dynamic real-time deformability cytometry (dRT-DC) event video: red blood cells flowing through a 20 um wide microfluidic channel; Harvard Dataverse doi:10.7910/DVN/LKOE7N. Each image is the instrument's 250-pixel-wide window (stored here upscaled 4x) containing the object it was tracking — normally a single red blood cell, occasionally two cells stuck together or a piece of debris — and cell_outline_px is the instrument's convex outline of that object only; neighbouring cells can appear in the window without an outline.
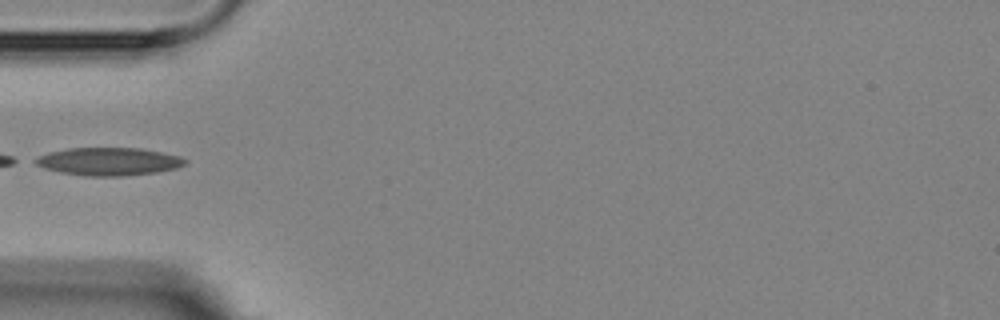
{"species": "Egyptian fruit bat (a non-hibernating species)", "species_latin": "Rousettus aegyptiacus", "temperature_condition": "room temperature", "stored_images_in_passage": 3, "camera_frame_rate_fps": 3000, "um_per_image_px": 0.085, "animal": {"sex": "female"}, "frame": {"image": 1, "passage_image": 2, "time_ms": 1.333, "image_size_px": [1000, 320], "cell_outline_px": [[188, 164], [176, 168], [156, 172], [120, 176], [84, 176], [60, 172], [44, 168], [28, 160], [36, 156], [48, 152], [68, 148], [140, 148], [180, 156], [188, 160]], "centroid_in_image_um": [9.19, 13.72], "position_along_channel_um": 75.8, "area_um2": 24.57}}
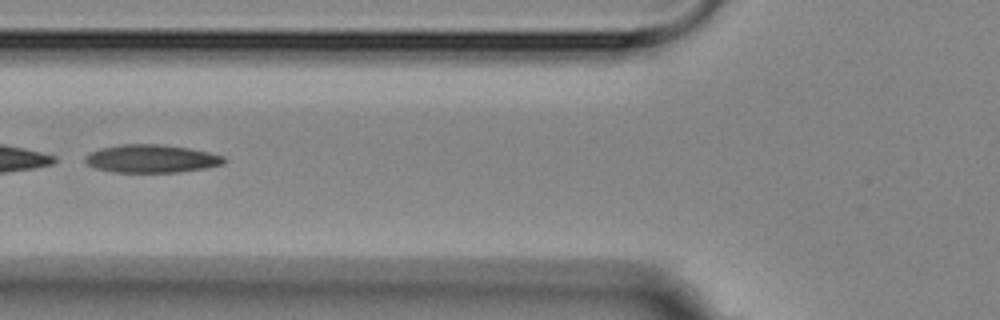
{"frame": {"image": 2, "passage_image": 3, "time_ms": 2.333, "image_size_px": [1000, 320], "cell_outline_px": [[228, 160], [224, 164], [204, 168], [176, 172], [116, 172], [96, 168], [88, 164], [84, 160], [84, 156], [100, 148], [120, 144], [164, 144], [188, 148], [208, 152], [224, 156]], "centroid_in_image_um": [12.89, 13.48], "position_along_channel_um": 112.9, "area_um2": 22.66}}